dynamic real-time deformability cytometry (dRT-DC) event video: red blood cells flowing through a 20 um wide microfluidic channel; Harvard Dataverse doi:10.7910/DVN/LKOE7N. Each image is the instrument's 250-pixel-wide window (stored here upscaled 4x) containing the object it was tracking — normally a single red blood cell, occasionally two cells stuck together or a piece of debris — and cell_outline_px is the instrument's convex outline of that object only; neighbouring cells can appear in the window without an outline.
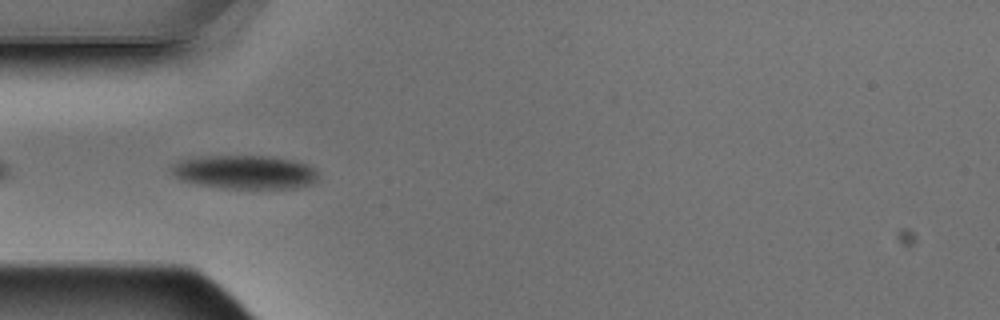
{"species": "Egyptian fruit bat (a non-hibernating species)", "species_latin": "Rousettus aegyptiacus", "temperature_condition": "warm", "stored_images_in_passage": 3, "camera_frame_rate_fps": 3000, "um_per_image_px": 0.085, "animal": {"sex": "male"}, "frame": {"image": 1, "passage_image": 2, "time_ms": 0.333, "image_size_px": [1000, 320], "cell_outline_px": [[320, 180], [312, 184], [296, 188], [224, 188], [200, 184], [180, 180], [168, 168], [172, 164], [180, 160], [196, 156], [272, 156], [292, 160], [308, 164], [316, 168], [320, 172]], "centroid_in_image_um": [20.87, 14.62], "position_along_channel_um": 64.1, "area_um2": 29.3}}
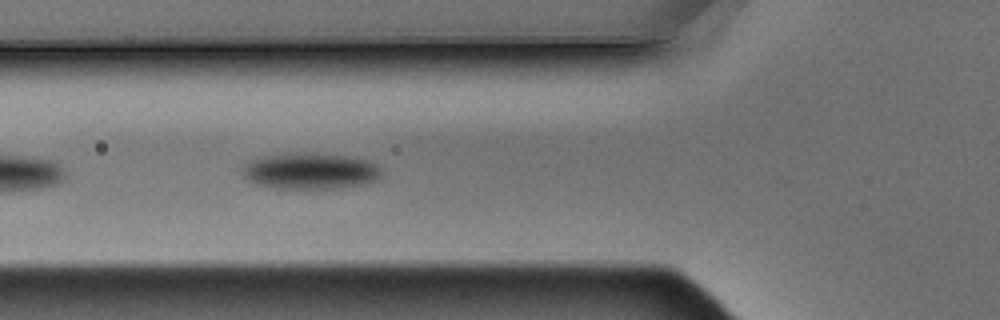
{"frame": {"image": 2, "passage_image": 3, "time_ms": 0.667, "image_size_px": [1000, 320], "cell_outline_px": [[380, 180], [364, 184], [340, 188], [272, 188], [256, 184], [248, 180], [240, 172], [244, 164], [248, 160], [264, 156], [284, 152], [308, 152], [356, 156], [372, 160], [380, 164]], "centroid_in_image_um": [26.41, 14.5], "position_along_channel_um": 99.4, "area_um2": 30.4}}